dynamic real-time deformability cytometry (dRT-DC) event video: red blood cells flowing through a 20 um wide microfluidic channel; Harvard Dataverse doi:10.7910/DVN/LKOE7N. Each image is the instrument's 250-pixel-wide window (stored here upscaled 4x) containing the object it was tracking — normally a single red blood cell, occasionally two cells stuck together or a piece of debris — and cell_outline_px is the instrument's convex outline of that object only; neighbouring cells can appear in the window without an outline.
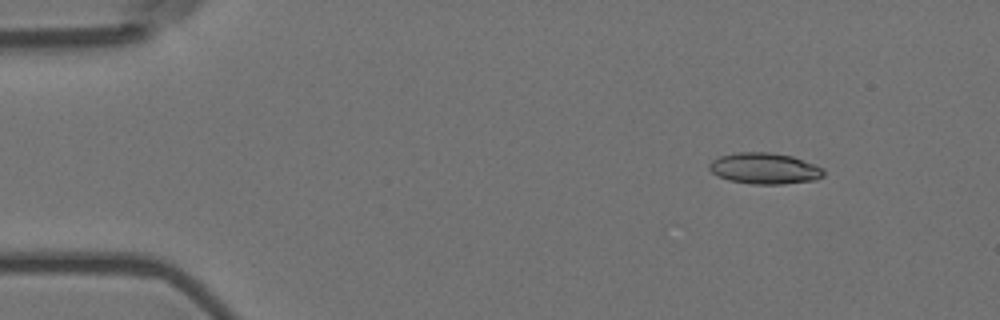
{"species": "Egyptian fruit bat (a non-hibernating species)", "species_latin": "Rousettus aegyptiacus", "temperature_condition": "room temperature", "stored_images_in_passage": 4, "camera_frame_rate_fps": 3000, "um_per_image_px": 0.085, "animal": {"sex": "female"}, "frame": {"image": 1, "passage_image": 1, "time_ms": 0.0, "image_size_px": [1000, 320], "cell_outline_px": [[824, 176], [816, 180], [780, 184], [752, 184], [728, 180], [712, 172], [708, 168], [708, 164], [712, 160], [720, 156], [736, 152], [768, 152], [792, 156], [824, 168]], "centroid_in_image_um": [64.99, 14.32], "position_along_channel_um": 20.0, "area_um2": 20.75}}
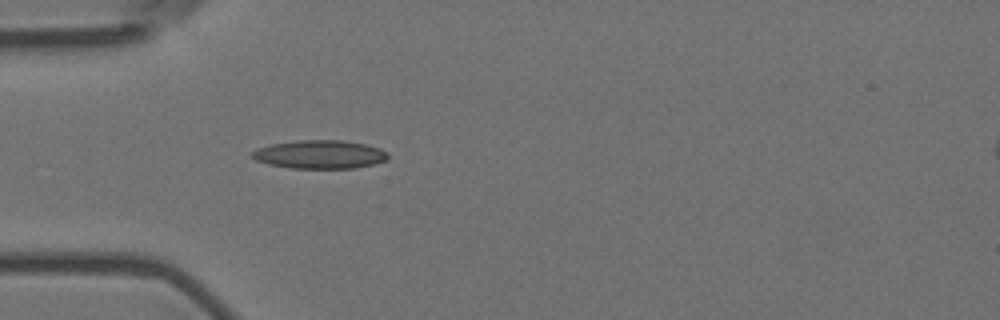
{"frame": {"image": 2, "passage_image": 4, "time_ms": 1.0, "image_size_px": [1000, 320], "cell_outline_px": [[388, 160], [356, 168], [288, 168], [268, 164], [256, 160], [252, 156], [252, 152], [256, 148], [272, 144], [300, 140], [340, 140], [364, 144], [380, 148], [388, 156]], "centroid_in_image_um": [27.16, 13.13], "position_along_channel_um": 57.8, "area_um2": 22.37}}